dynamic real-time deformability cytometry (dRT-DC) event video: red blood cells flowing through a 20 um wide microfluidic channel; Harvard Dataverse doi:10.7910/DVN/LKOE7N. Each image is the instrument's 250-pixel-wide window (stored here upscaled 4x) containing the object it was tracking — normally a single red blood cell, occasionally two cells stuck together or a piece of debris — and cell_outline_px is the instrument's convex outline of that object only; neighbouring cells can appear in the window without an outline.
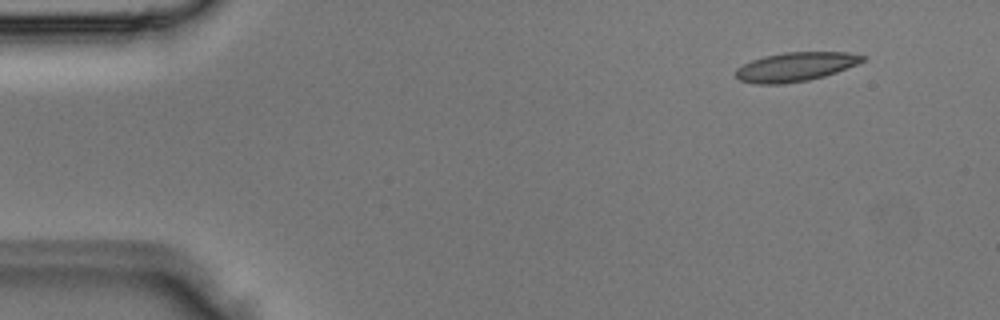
{"species": "Egyptian fruit bat (a non-hibernating species)", "species_latin": "Rousettus aegyptiacus", "temperature_condition": "room temperature", "stored_images_in_passage": 3, "camera_frame_rate_fps": 3000, "um_per_image_px": 0.085, "animal": {"sex": "male"}, "frame": {"image": 1, "passage_image": 1, "time_ms": 0.0, "image_size_px": [1000, 320], "cell_outline_px": [[864, 60], [856, 64], [836, 72], [824, 76], [808, 80], [784, 84], [756, 84], [740, 80], [736, 76], [736, 68], [752, 60], [764, 56], [784, 52], [848, 52], [864, 56]], "centroid_in_image_um": [67.59, 5.68], "position_along_channel_um": 17.4, "area_um2": 21.27}}